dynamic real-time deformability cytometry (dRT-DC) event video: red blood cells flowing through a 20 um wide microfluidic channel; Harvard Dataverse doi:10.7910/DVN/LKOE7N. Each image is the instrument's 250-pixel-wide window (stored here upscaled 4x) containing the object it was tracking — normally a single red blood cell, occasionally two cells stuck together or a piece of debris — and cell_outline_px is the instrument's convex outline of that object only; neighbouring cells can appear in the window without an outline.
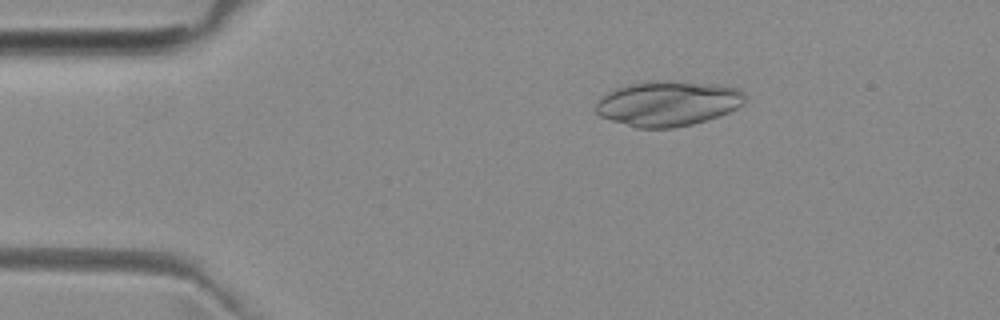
{"species": "common noctule bat (a hibernating species)", "species_latin": "Nyctalus noctula", "temperature_condition": "room temperature", "stored_images_in_passage": 4, "camera_frame_rate_fps": 3000, "um_per_image_px": 0.085, "animal": {"sex": "female", "body_mass_g": 29.2, "forearm_length_mm": 56.3}, "frame": {"image": 1, "passage_image": 2, "time_ms": 1.333, "image_size_px": [1000, 320], "cell_outline_px": [[744, 104], [728, 112], [692, 124], [672, 128], [636, 128], [600, 116], [596, 112], [596, 104], [608, 92], [616, 88], [628, 84], [656, 80], [668, 80], [712, 84], [736, 88], [744, 92]], "centroid_in_image_um": [56.76, 8.79], "position_along_channel_um": 28.2, "area_um2": 38.84}}